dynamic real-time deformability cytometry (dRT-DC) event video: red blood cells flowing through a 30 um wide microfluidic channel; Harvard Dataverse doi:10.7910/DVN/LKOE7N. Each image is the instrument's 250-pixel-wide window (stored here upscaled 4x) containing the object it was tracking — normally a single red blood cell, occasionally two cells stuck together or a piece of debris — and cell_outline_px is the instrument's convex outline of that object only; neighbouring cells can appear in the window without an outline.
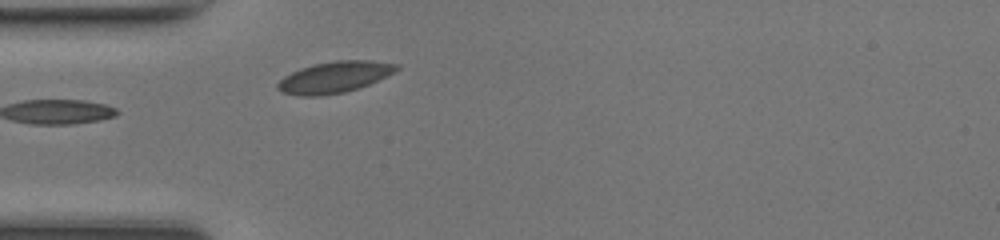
{"species": "common noctule bat (a hibernating species)", "species_latin": "Nyctalus noctula", "temperature_condition": "room temperature", "stored_images_in_passage": 29, "camera_frame_rate_fps": 3000, "um_per_image_px": 0.085, "animal": {"sex": "female", "body_mass_g": 17.0, "forearm_length_mm": 48.0}, "frame": {"image": 1, "passage_image": 1, "time_ms": 0.0, "image_size_px": [1000, 240], "cell_outline_px": [[400, 68], [396, 72], [388, 76], [360, 88], [344, 92], [320, 96], [300, 96], [280, 92], [276, 88], [276, 84], [284, 76], [300, 68], [316, 64], [336, 60], [372, 60], [400, 64]], "centroid_in_image_um": [28.46, 6.56], "position_along_channel_um": 56.5, "area_um2": 21.96}, "authors_computed_cell_mechanics": {"area_um2": 16.8198, "velocity_mm_per_s": 4.2761, "shape_relaxation_time_tau1_ms": 3.8733, "shape_relaxation_time_tau2_ms": 1.5429, "deformation_change_tau1": 0.1227, "deformation_change_tau2": 0.0723}}